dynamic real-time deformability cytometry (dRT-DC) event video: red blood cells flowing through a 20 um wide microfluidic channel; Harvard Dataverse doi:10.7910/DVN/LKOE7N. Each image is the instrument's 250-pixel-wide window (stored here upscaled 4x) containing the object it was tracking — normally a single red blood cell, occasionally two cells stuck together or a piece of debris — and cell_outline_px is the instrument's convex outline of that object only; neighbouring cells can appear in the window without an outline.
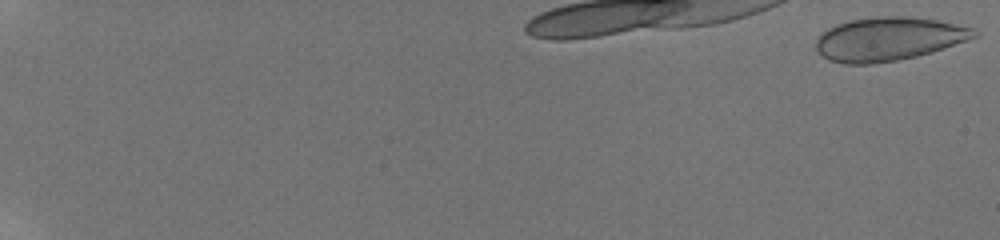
{"species": "human", "species_latin": "Homo sapiens", "temperature_condition": "room temperature", "stored_images_in_passage": 25, "camera_frame_rate_fps": 3000, "um_per_image_px": 0.085, "donor": {"sex": "male"}, "frame": {"image": 1, "passage_image": 1, "time_ms": 0.0, "image_size_px": [1000, 240], "cell_outline_px": [[980, 36], [932, 52], [916, 56], [896, 60], [872, 64], [844, 64], [828, 60], [816, 48], [816, 40], [828, 28], [836, 24], [848, 20], [876, 16], [908, 16], [936, 20], [976, 28], [980, 32]], "centroid_in_image_um": [75.57, 3.3], "position_along_channel_um": 9.4, "area_um2": 40.29}}
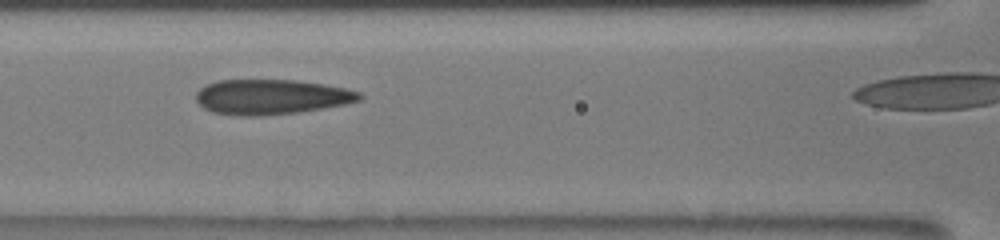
{"frame": {"image": 2, "passage_image": 18, "time_ms": 5.667, "image_size_px": [1000, 240], "cell_outline_px": [[364, 96], [360, 100], [344, 104], [296, 112], [260, 116], [240, 116], [212, 112], [204, 108], [196, 100], [196, 92], [200, 88], [216, 80], [296, 80], [324, 84], [344, 88], [360, 92]], "centroid_in_image_um": [23.03, 8.23], "position_along_channel_um": 143.6, "area_um2": 33.23}}